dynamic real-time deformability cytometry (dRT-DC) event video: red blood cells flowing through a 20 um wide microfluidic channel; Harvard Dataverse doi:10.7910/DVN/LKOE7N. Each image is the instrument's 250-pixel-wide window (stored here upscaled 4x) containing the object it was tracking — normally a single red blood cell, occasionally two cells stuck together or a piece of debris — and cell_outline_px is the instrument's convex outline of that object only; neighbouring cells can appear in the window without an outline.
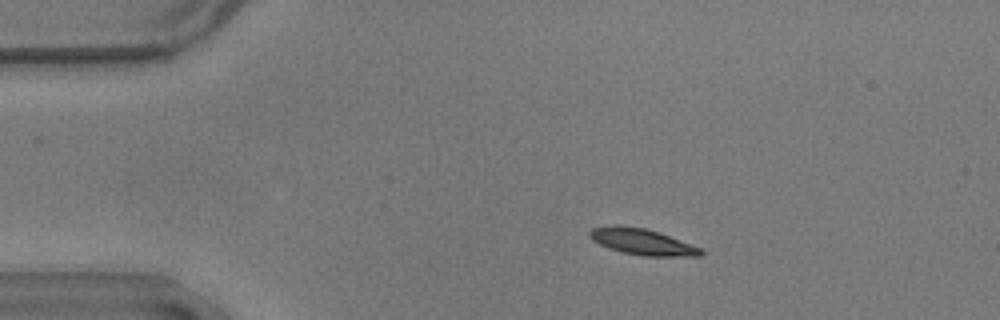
{"species": "common noctule bat (a hibernating species)", "species_latin": "Nyctalus noctula", "temperature_condition": "warm", "stored_images_in_passage": 55, "camera_frame_rate_fps": 3000, "um_per_image_px": 0.085, "animal": {"sex": "male", "body_mass_g": 17.9}, "frame": {"image": 1, "passage_image": 9, "time_ms": 2.667, "image_size_px": [1000, 320], "cell_outline_px": [[704, 252], [700, 256], [644, 256], [624, 252], [608, 248], [592, 240], [588, 236], [588, 232], [592, 228], [612, 224], [616, 224], [644, 228], [660, 232], [700, 248]], "centroid_in_image_um": [54.53, 20.53], "position_along_channel_um": 30.5, "area_um2": 16.94}}
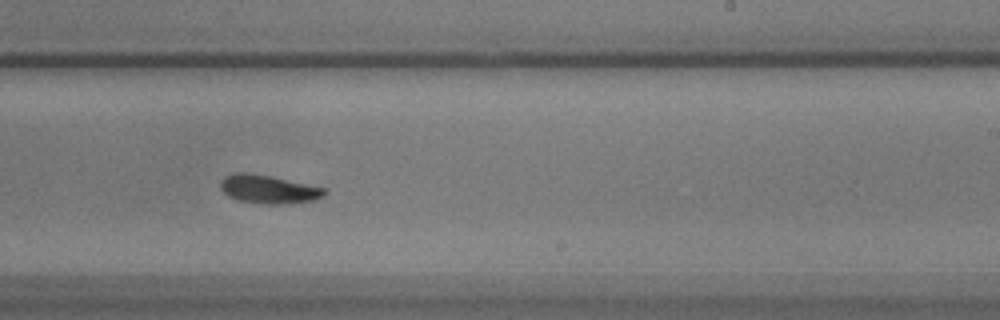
{"frame": {"image": 2, "passage_image": 33, "time_ms": 10.667, "image_size_px": [1000, 320], "cell_outline_px": [[328, 192], [324, 196], [312, 200], [288, 204], [260, 204], [236, 200], [228, 196], [220, 188], [220, 180], [224, 176], [232, 172], [252, 172], [328, 188]], "centroid_in_image_um": [22.81, 16.07], "position_along_channel_um": 266.2, "area_um2": 17.74}}
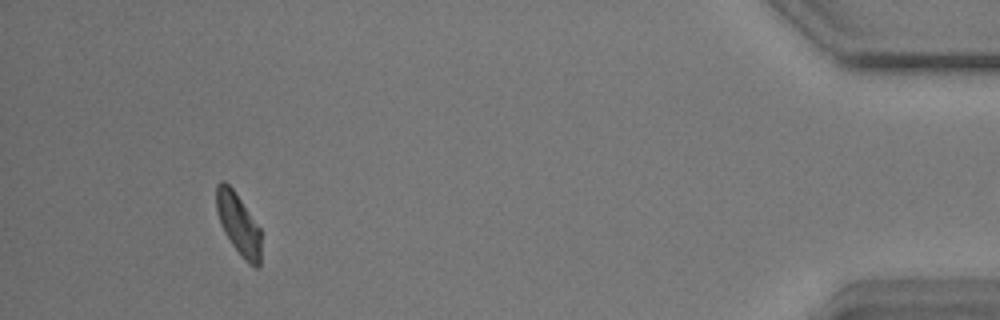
{"frame": {"image": 3, "passage_image": 51, "time_ms": 16.667, "image_size_px": [1000, 320], "cell_outline_px": [[260, 264], [256, 268], [248, 264], [244, 260], [232, 244], [224, 232], [220, 224], [216, 208], [216, 184], [220, 180], [224, 180], [232, 188], [260, 228]], "centroid_in_image_um": [20.25, 19.04], "position_along_channel_um": 415.0, "area_um2": 15.9}, "authors_computed_cell_mechanics": {"area_um2": 16.8776, "velocity_mm_per_s": 3.58, "shape_relaxation_time_tau1_ms": 1.8804, "shape_relaxation_time_tau2_ms": 3.4827, "deformation_change_tau1": 0.1481, "deformation_change_tau2": 0.1137}}